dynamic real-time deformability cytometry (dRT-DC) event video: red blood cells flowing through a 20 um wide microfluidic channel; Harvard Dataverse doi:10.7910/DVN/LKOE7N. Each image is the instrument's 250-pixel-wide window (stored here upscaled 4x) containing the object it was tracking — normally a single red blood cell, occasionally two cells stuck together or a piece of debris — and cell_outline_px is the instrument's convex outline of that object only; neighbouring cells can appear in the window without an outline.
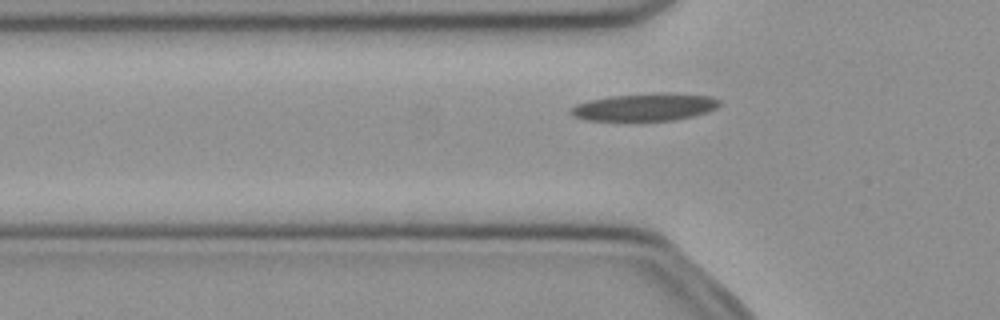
{"species": "common noctule bat (a hibernating species)", "species_latin": "Nyctalus noctula", "temperature_condition": "cold", "stored_images_in_passage": 48, "camera_frame_rate_fps": 3000, "um_per_image_px": 0.085, "animal": {"sex": "female", "body_mass_g": 21.9}, "frame": {"image": 1, "passage_image": 13, "time_ms": 4.0, "image_size_px": [1000, 320], "cell_outline_px": [[720, 104], [716, 108], [692, 116], [672, 120], [588, 120], [572, 116], [568, 112], [568, 108], [576, 104], [588, 100], [612, 96], [656, 92], [668, 92], [712, 96], [720, 100]], "centroid_in_image_um": [54.78, 9.08], "position_along_channel_um": 71.0, "area_um2": 23.93}}
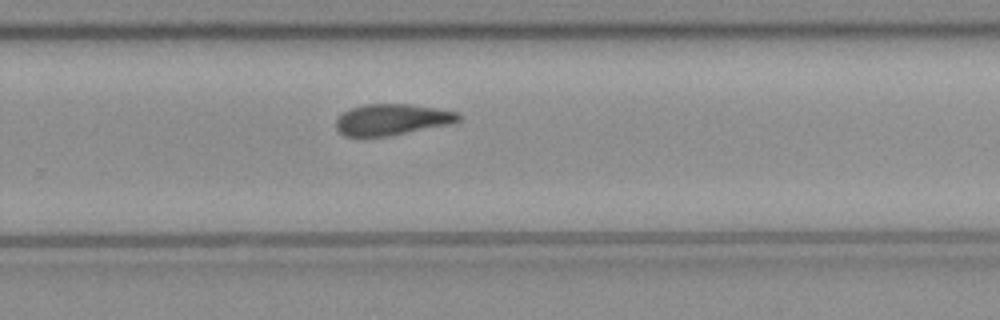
{"frame": {"image": 2, "passage_image": 30, "time_ms": 9.667, "image_size_px": [1000, 320], "cell_outline_px": [[464, 116], [456, 124], [388, 136], [344, 136], [336, 128], [336, 120], [344, 112], [352, 108], [364, 104], [408, 104], [436, 108], [460, 112]], "centroid_in_image_um": [33.43, 10.16], "position_along_channel_um": 296.4, "area_um2": 22.54}}
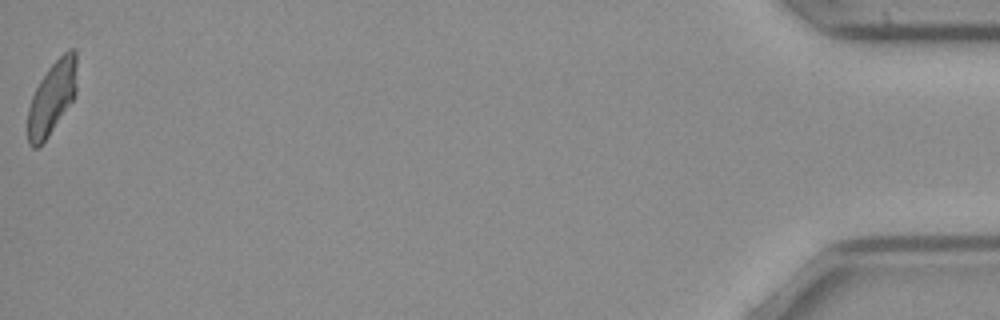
{"frame": {"image": 3, "passage_image": 48, "time_ms": 15.667, "image_size_px": [1000, 320], "cell_outline_px": [[76, 96], [48, 136], [36, 148], [32, 148], [28, 144], [28, 108], [32, 96], [40, 80], [48, 68], [68, 48], [76, 48]], "centroid_in_image_um": [4.43, 8.28], "position_along_channel_um": 430.8, "area_um2": 20.81}, "authors_computed_cell_mechanics": {"area_um2": 22.9177, "velocity_mm_per_s": 3.9739, "shape_relaxation_time_tau1_ms": null, "shape_relaxation_time_tau2_ms": 4.5642, "deformation_change_tau1": null, "deformation_change_tau2": 0.1325}}